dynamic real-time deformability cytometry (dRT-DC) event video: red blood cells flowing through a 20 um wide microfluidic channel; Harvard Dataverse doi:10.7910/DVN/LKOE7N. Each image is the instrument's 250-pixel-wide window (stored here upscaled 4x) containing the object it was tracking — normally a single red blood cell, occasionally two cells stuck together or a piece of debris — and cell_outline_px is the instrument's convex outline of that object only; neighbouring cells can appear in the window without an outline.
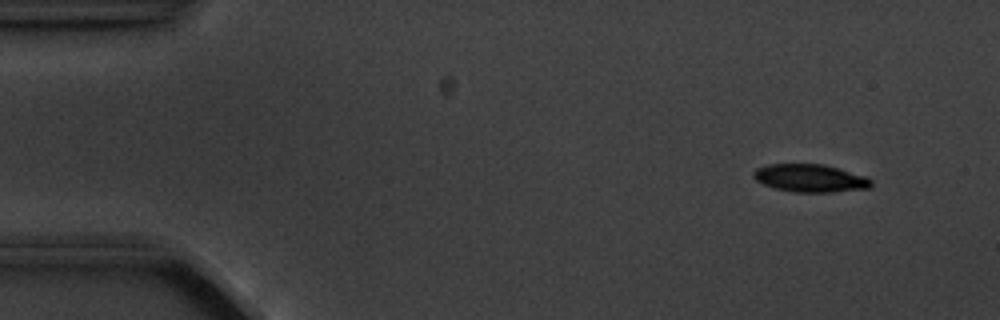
{"species": "common noctule bat (a hibernating species)", "species_latin": "Nyctalus noctula", "temperature_condition": "cold", "stored_images_in_passage": 8, "camera_frame_rate_fps": 3000, "um_per_image_px": 0.085, "animal": {"sex": "male", "body_mass_g": 20.1, "forearm_length_mm": 53.5}, "frame": {"image": 1, "passage_image": 1, "time_ms": 0.0, "image_size_px": [1000, 320], "cell_outline_px": [[872, 184], [868, 188], [832, 192], [792, 192], [772, 188], [756, 180], [752, 176], [752, 172], [756, 168], [768, 164], [824, 164], [864, 176], [872, 180]], "centroid_in_image_um": [68.81, 15.14], "position_along_channel_um": 16.2, "area_um2": 19.07}}
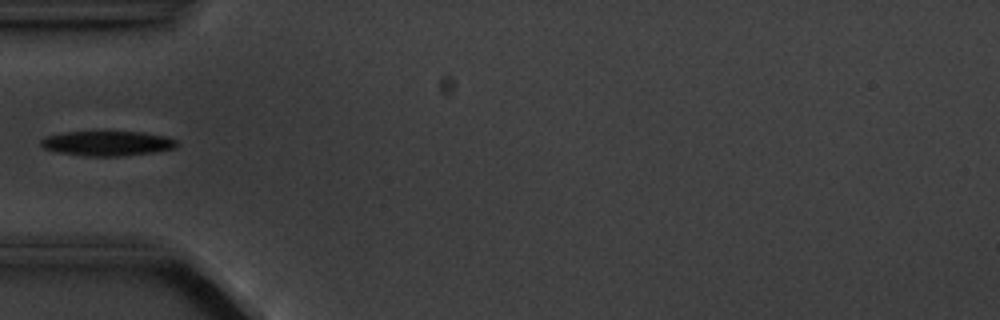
{"frame": {"image": 2, "passage_image": 4, "time_ms": 4.333, "image_size_px": [1000, 320], "cell_outline_px": [[180, 144], [176, 148], [152, 152], [120, 156], [84, 156], [56, 152], [44, 148], [40, 144], [40, 140], [44, 136], [64, 132], [144, 132], [164, 136], [176, 140]], "centroid_in_image_um": [9.1, 12.18], "position_along_channel_um": 75.9, "area_um2": 19.71}}
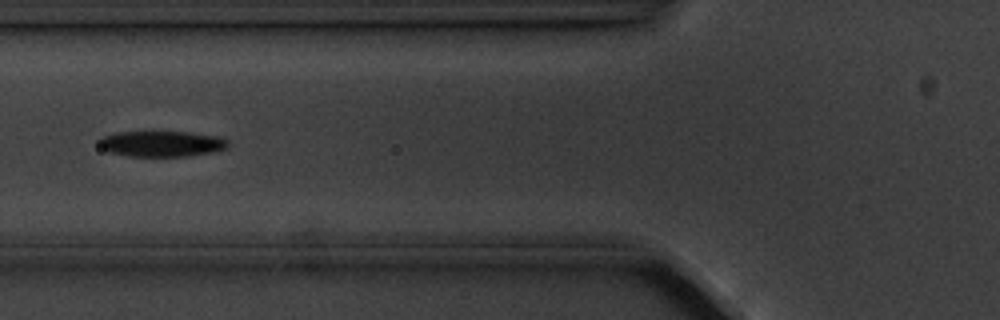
{"frame": {"image": 3, "passage_image": 5, "time_ms": 5.333, "image_size_px": [1000, 320], "cell_outline_px": [[228, 148], [212, 152], [188, 156], [128, 156], [108, 152], [100, 148], [100, 140], [104, 136], [116, 132], [188, 132], [216, 136], [228, 140]], "centroid_in_image_um": [13.74, 12.22], "position_along_channel_um": 112.1, "area_um2": 19.25}}